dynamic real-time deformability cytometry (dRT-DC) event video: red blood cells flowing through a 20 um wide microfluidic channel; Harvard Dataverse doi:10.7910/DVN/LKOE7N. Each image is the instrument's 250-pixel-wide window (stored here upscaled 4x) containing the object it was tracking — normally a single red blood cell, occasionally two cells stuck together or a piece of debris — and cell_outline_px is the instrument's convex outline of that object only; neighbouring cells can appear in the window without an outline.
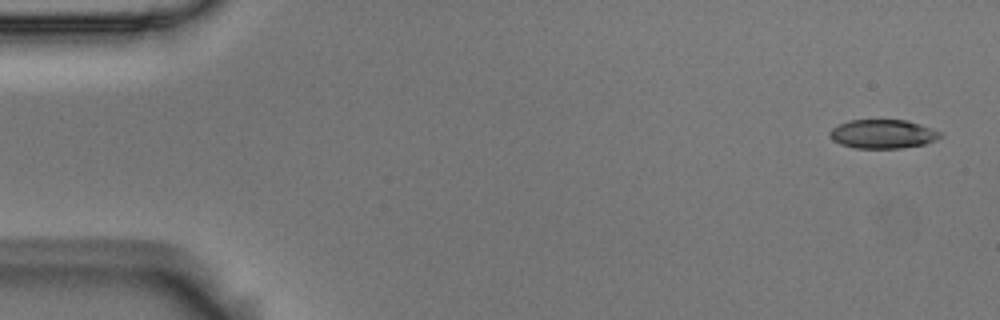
{"species": "Egyptian fruit bat (a non-hibernating species)", "species_latin": "Rousettus aegyptiacus", "temperature_condition": "room temperature", "stored_images_in_passage": 5, "segment_of_instrument_passage": [1, 2], "camera_frame_rate_fps": 3000, "um_per_image_px": 0.085, "animal": {"sex": "male"}, "frame": {"image": 1, "passage_image": 1, "time_ms": 0.0, "image_size_px": [1000, 320], "cell_outline_px": [[944, 136], [936, 140], [924, 144], [900, 148], [856, 148], [840, 144], [832, 140], [828, 132], [832, 128], [840, 124], [852, 120], [908, 120], [944, 132]], "centroid_in_image_um": [75.09, 11.39], "position_along_channel_um": 9.9, "area_um2": 18.73}}
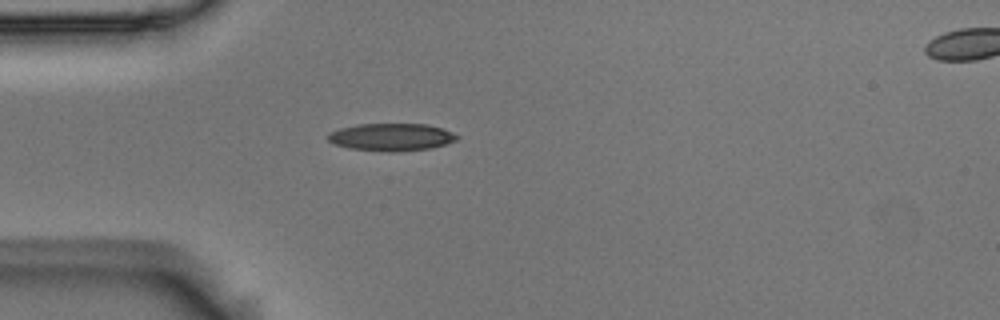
{"frame": {"image": 2, "passage_image": 4, "time_ms": 1.0, "image_size_px": [1000, 320], "cell_outline_px": [[460, 136], [456, 140], [432, 148], [392, 152], [388, 152], [348, 148], [336, 144], [328, 140], [328, 132], [340, 128], [356, 124], [428, 124], [452, 132]], "centroid_in_image_um": [33.25, 11.65], "position_along_channel_um": 51.7, "area_um2": 20.63}}